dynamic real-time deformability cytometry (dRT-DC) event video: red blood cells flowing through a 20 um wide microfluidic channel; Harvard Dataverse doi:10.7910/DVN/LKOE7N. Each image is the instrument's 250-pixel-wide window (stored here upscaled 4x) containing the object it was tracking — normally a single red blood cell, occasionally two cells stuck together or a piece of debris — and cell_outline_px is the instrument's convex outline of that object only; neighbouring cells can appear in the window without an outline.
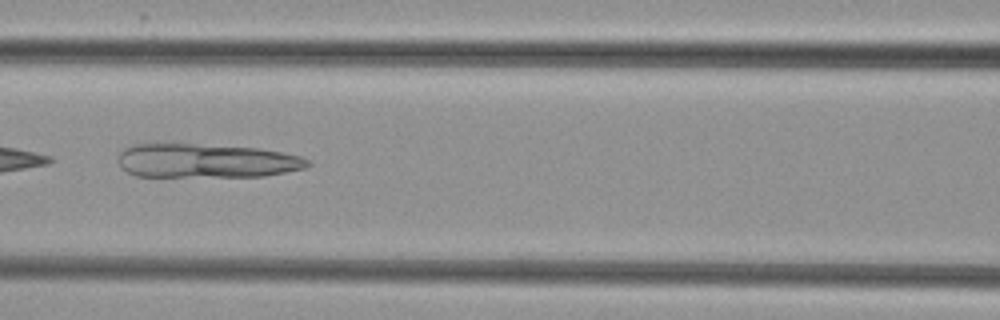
{"species": "common noctule bat (a hibernating species)", "species_latin": "Nyctalus noctula", "temperature_condition": "cold", "stored_images_in_passage": 6, "camera_frame_rate_fps": 3000, "um_per_image_px": 0.085, "animal": {"sex": "female", "body_mass_g": 29.2, "forearm_length_mm": 56.3}, "frame": {"image": 1, "passage_image": 6, "time_ms": 6.667, "image_size_px": [1000, 320], "cell_outline_px": [[312, 164], [308, 168], [264, 176], [136, 176], [120, 168], [116, 160], [116, 156], [124, 148], [132, 144], [172, 140], [260, 148], [284, 152], [300, 156], [308, 160]], "centroid_in_image_um": [17.45, 13.61], "position_along_channel_um": 149.2, "area_um2": 39.42}}